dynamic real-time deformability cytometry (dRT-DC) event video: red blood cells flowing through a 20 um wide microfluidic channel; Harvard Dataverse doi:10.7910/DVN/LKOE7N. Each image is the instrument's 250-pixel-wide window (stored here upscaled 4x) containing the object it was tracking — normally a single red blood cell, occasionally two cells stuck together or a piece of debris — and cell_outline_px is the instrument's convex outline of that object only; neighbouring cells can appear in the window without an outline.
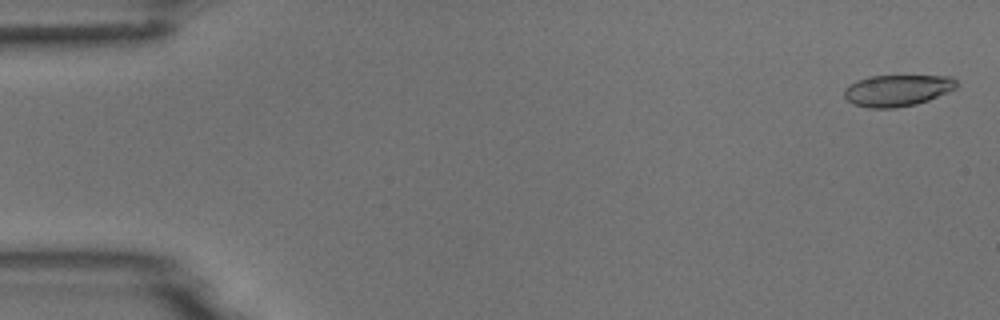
{"species": "common noctule bat (a hibernating species)", "species_latin": "Nyctalus noctula", "temperature_condition": "room temperature", "stored_images_in_passage": 5, "camera_frame_rate_fps": 3000, "um_per_image_px": 0.085, "animal": {"sex": "male", "body_mass_g": 18.8}, "frame": {"image": 1, "passage_image": 1, "time_ms": 0.0, "image_size_px": [1000, 320], "cell_outline_px": [[956, 88], [928, 100], [916, 104], [896, 108], [868, 108], [852, 104], [844, 96], [844, 88], [856, 80], [868, 76], [952, 76], [956, 80]], "centroid_in_image_um": [76.23, 7.69], "position_along_channel_um": 8.8, "area_um2": 20.63}}
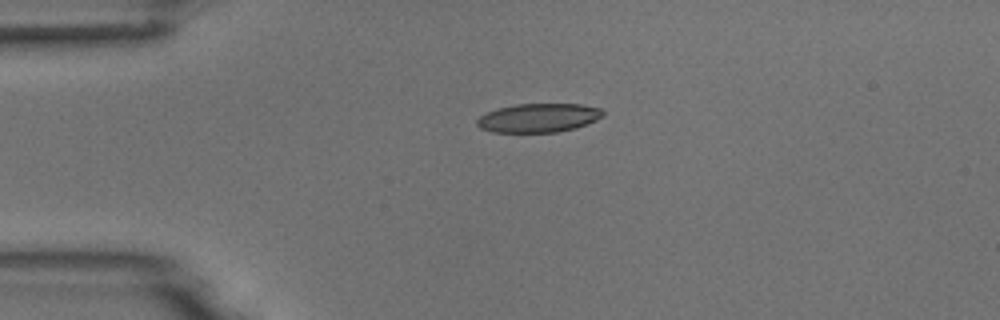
{"frame": {"image": 2, "passage_image": 4, "time_ms": 3.667, "image_size_px": [1000, 320], "cell_outline_px": [[604, 116], [588, 124], [576, 128], [556, 132], [492, 132], [480, 128], [476, 124], [476, 120], [480, 116], [496, 108], [516, 104], [580, 104], [600, 108], [604, 112]], "centroid_in_image_um": [45.78, 10.02], "position_along_channel_um": 39.2, "area_um2": 21.27}}